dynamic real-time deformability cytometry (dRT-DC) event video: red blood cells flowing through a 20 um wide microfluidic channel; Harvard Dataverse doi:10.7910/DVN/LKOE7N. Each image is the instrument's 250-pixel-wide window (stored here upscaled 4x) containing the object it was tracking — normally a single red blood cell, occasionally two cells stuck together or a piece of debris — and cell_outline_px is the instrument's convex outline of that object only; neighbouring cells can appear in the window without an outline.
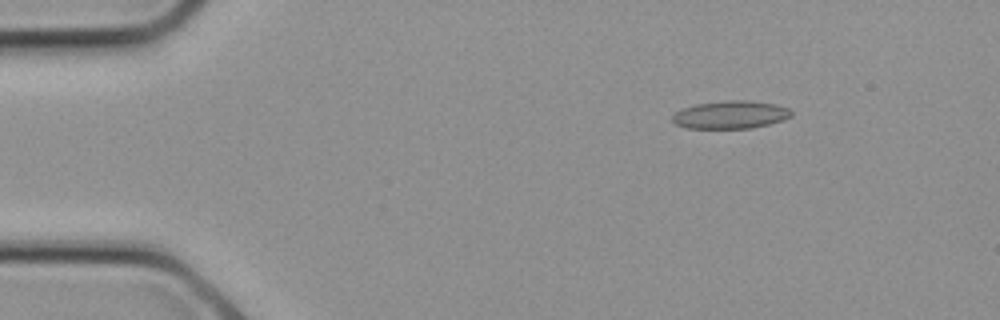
{"species": "common noctule bat (a hibernating species)", "species_latin": "Nyctalus noctula", "temperature_condition": "cold", "stored_images_in_passage": 13, "camera_frame_rate_fps": 3000, "um_per_image_px": 0.085, "animal": {"sex": "female", "body_mass_g": 21.9}, "frame": {"image": 1, "passage_image": 4, "time_ms": 1.0, "image_size_px": [1000, 320], "cell_outline_px": [[792, 116], [784, 120], [752, 128], [688, 128], [676, 124], [672, 120], [672, 116], [676, 112], [684, 108], [696, 104], [728, 100], [748, 100], [776, 104], [788, 108], [792, 112]], "centroid_in_image_um": [62.13, 9.75], "position_along_channel_um": 22.9, "area_um2": 19.25}}
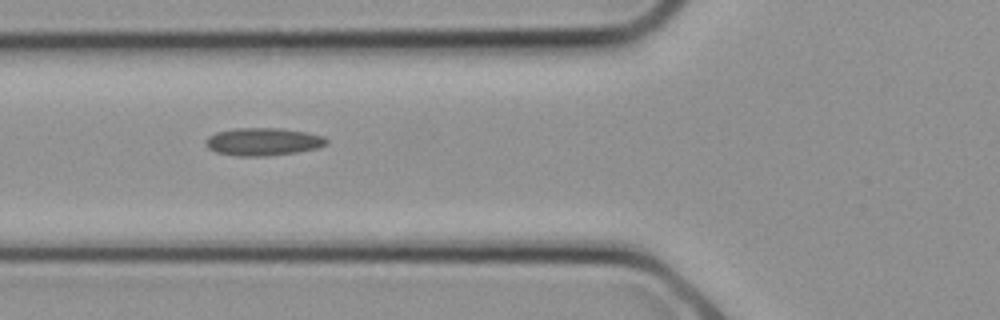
{"frame": {"image": 2, "passage_image": 10, "time_ms": 3.0, "image_size_px": [1000, 320], "cell_outline_px": [[328, 144], [320, 148], [296, 152], [268, 156], [236, 156], [216, 152], [208, 148], [204, 144], [204, 140], [208, 136], [216, 132], [236, 128], [280, 128], [308, 132], [324, 136], [328, 140]], "centroid_in_image_um": [22.37, 12.04], "position_along_channel_um": 103.4, "area_um2": 19.83}}
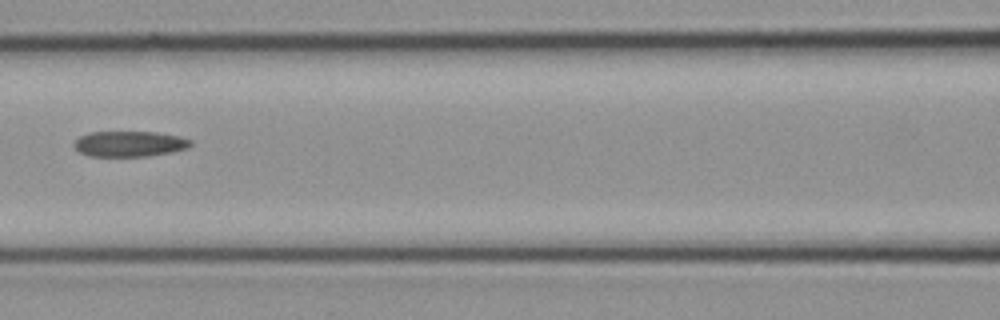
{"frame": {"image": 3, "passage_image": 12, "time_ms": 3.667, "image_size_px": [1000, 320], "cell_outline_px": [[192, 144], [188, 148], [172, 152], [148, 156], [88, 156], [80, 152], [72, 144], [80, 136], [88, 132], [156, 132], [180, 136], [192, 140]], "centroid_in_image_um": [11.02, 12.22], "position_along_channel_um": 155.6, "area_um2": 17.46}}